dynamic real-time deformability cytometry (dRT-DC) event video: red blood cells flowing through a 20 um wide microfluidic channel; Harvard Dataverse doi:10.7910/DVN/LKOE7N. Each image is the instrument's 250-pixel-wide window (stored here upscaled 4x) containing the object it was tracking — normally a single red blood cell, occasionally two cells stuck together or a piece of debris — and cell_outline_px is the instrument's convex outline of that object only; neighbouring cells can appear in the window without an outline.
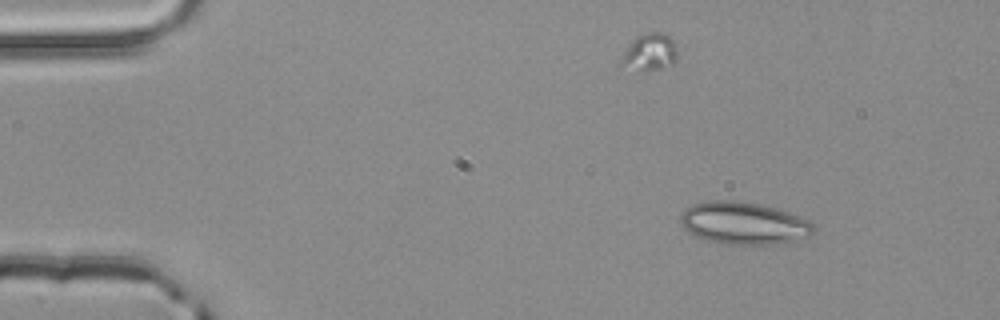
{"species": "common noctule bat (a hibernating species)", "species_latin": "Nyctalus noctula", "temperature_condition": "room temperature", "stored_images_in_passage": 4, "camera_frame_rate_fps": 3000, "um_per_image_px": 0.085, "animal": {"sex": "male", "body_mass_g": 20.4}, "frame": {"image": 1, "passage_image": 1, "time_ms": 0.0, "image_size_px": [1000, 320], "cell_outline_px": [[816, 232], [812, 236], [772, 244], [724, 244], [692, 236], [680, 224], [680, 216], [684, 208], [692, 204], [708, 200], [736, 200], [764, 204], [788, 212], [808, 220], [816, 224]], "centroid_in_image_um": [63.2, 18.95], "position_along_channel_um": 21.8, "area_um2": 33.35}}
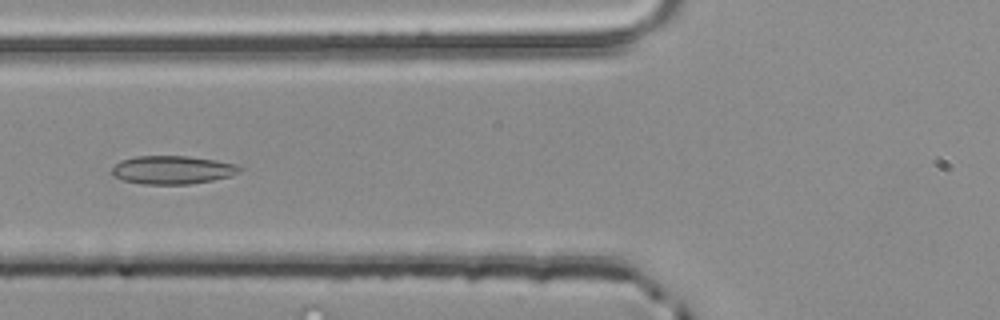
{"frame": {"image": 2, "passage_image": 4, "time_ms": 1.0, "image_size_px": [1000, 320], "cell_outline_px": [[244, 168], [240, 172], [228, 176], [212, 180], [188, 184], [144, 184], [124, 180], [112, 176], [112, 168], [120, 160], [136, 156], [188, 156], [216, 160], [236, 164]], "centroid_in_image_um": [14.66, 14.43], "position_along_channel_um": 111.1, "area_um2": 21.04}}